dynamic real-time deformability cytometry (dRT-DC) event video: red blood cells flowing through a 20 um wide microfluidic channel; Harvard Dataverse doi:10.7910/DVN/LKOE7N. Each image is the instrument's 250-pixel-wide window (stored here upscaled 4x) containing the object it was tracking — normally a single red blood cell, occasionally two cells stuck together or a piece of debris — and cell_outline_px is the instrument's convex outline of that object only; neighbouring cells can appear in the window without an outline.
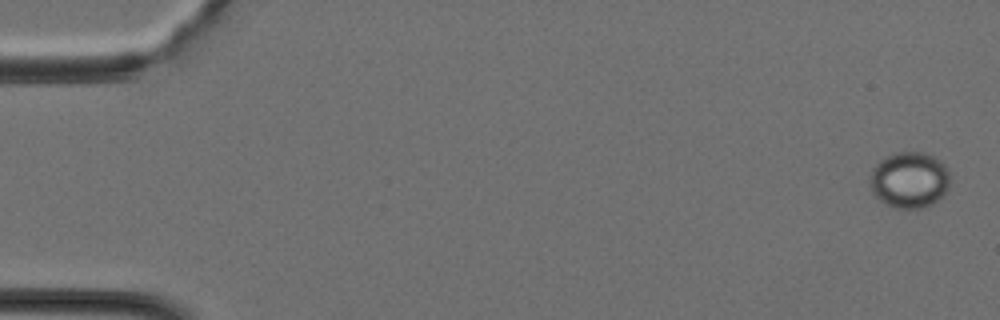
{"species": "Egyptian fruit bat (a non-hibernating species)", "species_latin": "Rousettus aegyptiacus", "temperature_condition": "cold", "stored_images_in_passage": 4, "camera_frame_rate_fps": 3000, "um_per_image_px": 0.085, "animal": {"sex": "female"}, "frame": {"image": 1, "passage_image": 1, "time_ms": 0.0, "image_size_px": [1000, 320], "cell_outline_px": [[948, 188], [944, 196], [932, 204], [920, 208], [896, 208], [880, 200], [872, 192], [868, 184], [868, 176], [872, 168], [880, 160], [896, 152], [924, 152], [940, 160], [948, 168]], "centroid_in_image_um": [77.28, 15.29], "position_along_channel_um": 7.7, "area_um2": 26.41}}